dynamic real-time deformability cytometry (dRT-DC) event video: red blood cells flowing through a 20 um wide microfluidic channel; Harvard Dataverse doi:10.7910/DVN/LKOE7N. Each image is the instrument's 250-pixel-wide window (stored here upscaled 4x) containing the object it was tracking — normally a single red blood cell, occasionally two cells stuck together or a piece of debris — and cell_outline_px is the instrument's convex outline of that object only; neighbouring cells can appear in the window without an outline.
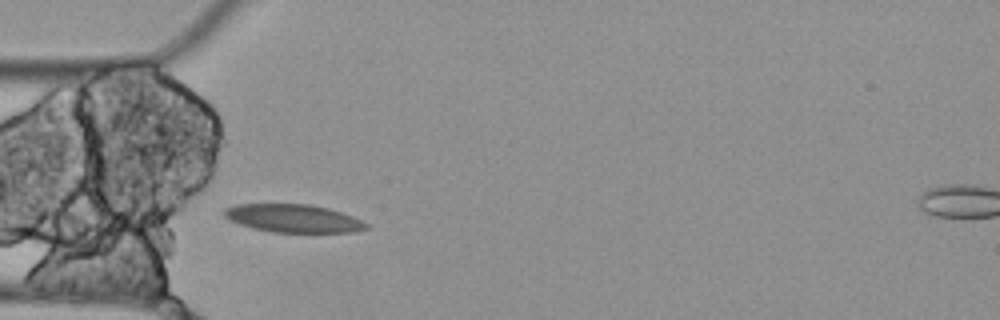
{"species": "Egyptian fruit bat (a non-hibernating species)", "species_latin": "Rousettus aegyptiacus", "temperature_condition": "cold", "stored_images_in_passage": 4, "camera_frame_rate_fps": 3000, "um_per_image_px": 0.085, "animal": {"sex": "female"}, "frame": {"image": 1, "passage_image": 3, "time_ms": 0.667, "image_size_px": [1000, 320], "cell_outline_px": [[368, 228], [356, 232], [272, 232], [252, 228], [228, 220], [220, 212], [224, 208], [236, 204], [312, 204], [328, 208], [352, 216], [368, 224]], "centroid_in_image_um": [24.87, 18.55], "position_along_channel_um": 60.1, "area_um2": 23.35}}
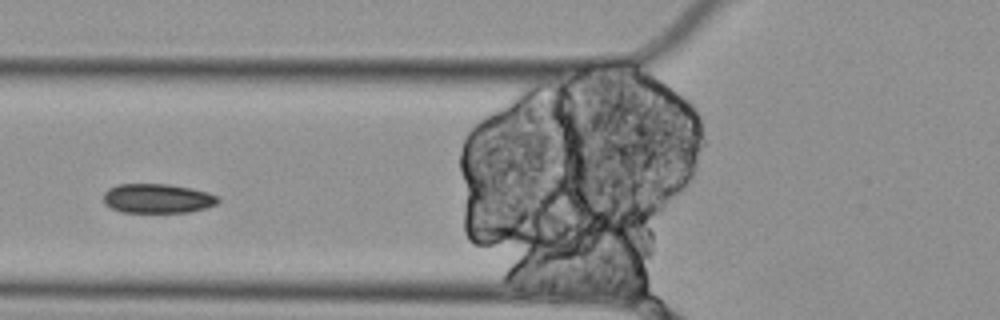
{"frame": {"image": 2, "passage_image": 4, "time_ms": 1.0, "image_size_px": [1000, 320], "cell_outline_px": [[220, 200], [216, 204], [204, 208], [188, 212], [120, 212], [104, 204], [104, 192], [108, 188], [116, 184], [168, 184], [192, 188], [208, 192], [220, 196]], "centroid_in_image_um": [13.38, 16.86], "position_along_channel_um": 112.4, "area_um2": 19.77}}